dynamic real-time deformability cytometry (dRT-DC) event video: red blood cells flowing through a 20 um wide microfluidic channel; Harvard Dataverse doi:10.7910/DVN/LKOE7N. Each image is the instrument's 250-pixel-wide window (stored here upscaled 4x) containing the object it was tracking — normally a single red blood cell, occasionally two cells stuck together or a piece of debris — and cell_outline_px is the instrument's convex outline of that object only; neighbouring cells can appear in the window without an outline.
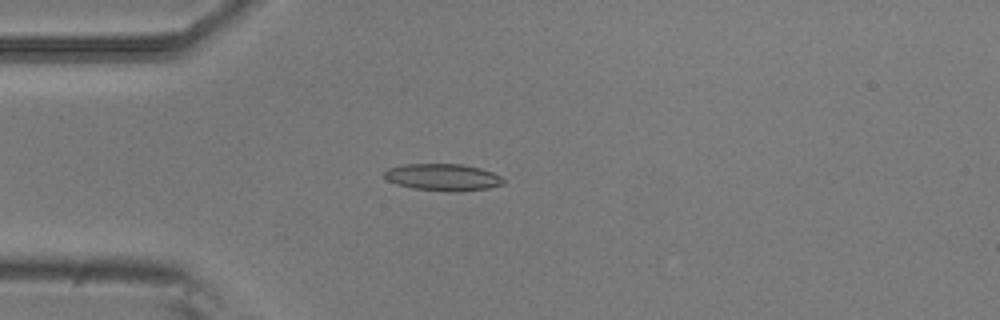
{"species": "common noctule bat (a hibernating species)", "species_latin": "Nyctalus noctula", "temperature_condition": "room temperature", "stored_images_in_passage": 5, "camera_frame_rate_fps": 3000, "um_per_image_px": 0.085, "animal": {"sex": "male", "body_mass_g": 20.5, "forearm_length_mm": 52.5}, "frame": {"image": 1, "passage_image": 5, "time_ms": 1.333, "image_size_px": [1000, 320], "cell_outline_px": [[504, 184], [488, 188], [456, 192], [448, 192], [412, 188], [396, 184], [388, 180], [384, 176], [384, 172], [388, 168], [404, 164], [460, 164], [480, 168], [492, 172], [500, 176], [504, 180]], "centroid_in_image_um": [37.64, 15.07], "position_along_channel_um": 47.4, "area_um2": 18.73}}